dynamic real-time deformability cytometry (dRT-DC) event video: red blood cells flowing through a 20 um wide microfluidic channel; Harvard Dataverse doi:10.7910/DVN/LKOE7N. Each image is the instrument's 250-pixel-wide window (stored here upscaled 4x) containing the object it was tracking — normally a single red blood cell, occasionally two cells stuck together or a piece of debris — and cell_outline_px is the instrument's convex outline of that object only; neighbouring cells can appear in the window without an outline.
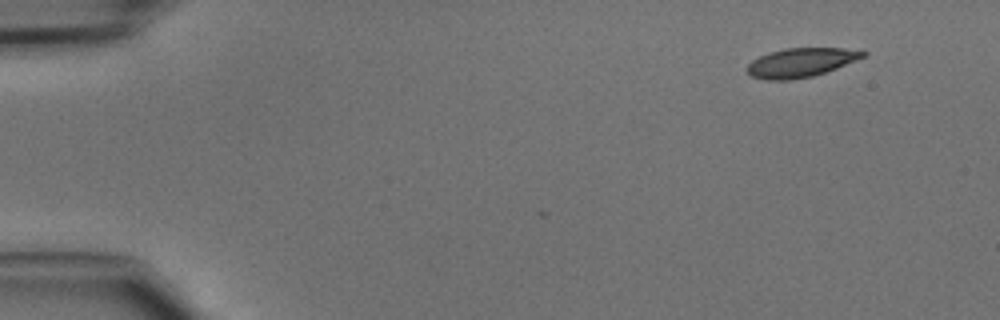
{"species": "common noctule bat (a hibernating species)", "species_latin": "Nyctalus noctula", "temperature_condition": "cold", "stored_images_in_passage": 2, "camera_frame_rate_fps": 3000, "um_per_image_px": 0.085, "animal": {"sex": "male", "body_mass_g": 15.6}, "frame": {"image": 1, "passage_image": 2, "time_ms": 0.333, "image_size_px": [1000, 320], "cell_outline_px": [[868, 52], [864, 56], [836, 68], [812, 76], [792, 80], [764, 80], [752, 76], [748, 72], [748, 64], [752, 60], [768, 52], [784, 48], [844, 48]], "centroid_in_image_um": [68.03, 5.31], "position_along_channel_um": 17.0, "area_um2": 19.42}}